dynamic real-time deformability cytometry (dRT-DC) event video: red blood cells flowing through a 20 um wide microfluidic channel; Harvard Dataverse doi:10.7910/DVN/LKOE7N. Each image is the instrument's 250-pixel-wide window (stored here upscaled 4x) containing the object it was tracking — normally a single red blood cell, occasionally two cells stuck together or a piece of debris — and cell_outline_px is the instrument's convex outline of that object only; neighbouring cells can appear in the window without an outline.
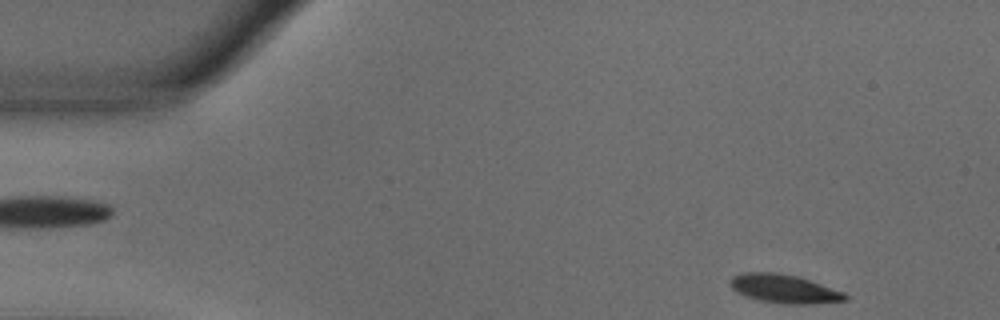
{"species": "common noctule bat (a hibernating species)", "species_latin": "Nyctalus noctula", "temperature_condition": "warm", "stored_images_in_passage": 1, "camera_frame_rate_fps": 3000, "um_per_image_px": 0.085, "animal": {"sex": "male", "body_mass_g": 18.8}, "frame": {"image": 1, "passage_image": 1, "time_ms": 0.0, "image_size_px": [1000, 320], "cell_outline_px": [[848, 300], [812, 304], [784, 304], [744, 296], [736, 292], [728, 284], [728, 280], [732, 276], [744, 272], [776, 272], [796, 276], [844, 292], [848, 296]], "centroid_in_image_um": [66.61, 24.54], "position_along_channel_um": 18.4, "area_um2": 19.13}}